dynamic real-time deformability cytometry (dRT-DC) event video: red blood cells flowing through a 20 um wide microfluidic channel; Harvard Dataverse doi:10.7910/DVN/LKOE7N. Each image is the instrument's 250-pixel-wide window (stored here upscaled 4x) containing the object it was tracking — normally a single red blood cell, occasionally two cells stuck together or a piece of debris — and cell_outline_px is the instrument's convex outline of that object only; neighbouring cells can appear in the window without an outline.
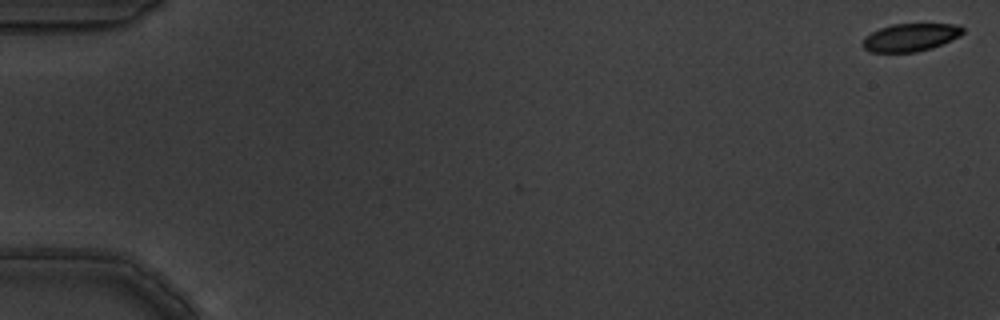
{"species": "common noctule bat (a hibernating species)", "species_latin": "Nyctalus noctula", "temperature_condition": "warm", "stored_images_in_passage": 5, "camera_frame_rate_fps": 3000, "um_per_image_px": 0.085, "animal": {"sex": "male", "body_mass_g": 19.5, "forearm_length_mm": 54.6}, "frame": {"image": 1, "passage_image": 1, "time_ms": 0.0, "image_size_px": [1000, 320], "cell_outline_px": [[964, 32], [960, 36], [952, 40], [932, 48], [916, 52], [868, 52], [864, 48], [864, 40], [872, 32], [880, 28], [892, 24], [960, 24], [964, 28]], "centroid_in_image_um": [77.45, 3.17], "position_along_channel_um": 7.5, "area_um2": 16.18}}